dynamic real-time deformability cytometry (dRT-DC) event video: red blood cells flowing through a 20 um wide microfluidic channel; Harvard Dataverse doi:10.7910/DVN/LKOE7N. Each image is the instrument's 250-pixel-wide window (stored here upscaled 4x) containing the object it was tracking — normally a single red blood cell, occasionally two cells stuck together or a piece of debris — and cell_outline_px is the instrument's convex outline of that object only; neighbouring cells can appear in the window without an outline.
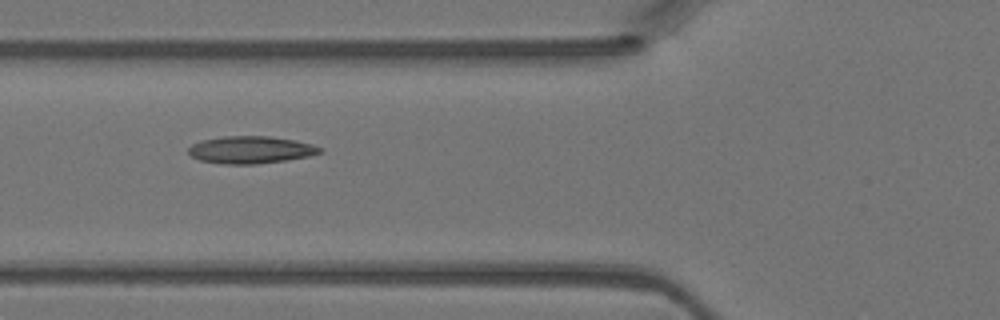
{"species": "Egyptian fruit bat (a non-hibernating species)", "species_latin": "Rousettus aegyptiacus", "temperature_condition": "warm", "stored_images_in_passage": 4, "camera_frame_rate_fps": 3000, "um_per_image_px": 0.085, "animal": {"sex": "female"}, "frame": {"image": 1, "passage_image": 4, "time_ms": 1.0, "image_size_px": [1000, 320], "cell_outline_px": [[324, 152], [308, 156], [284, 160], [256, 164], [224, 164], [200, 160], [192, 156], [188, 152], [188, 148], [192, 144], [204, 140], [224, 136], [268, 136], [296, 140], [312, 144], [324, 148]], "centroid_in_image_um": [21.35, 12.73], "position_along_channel_um": 104.5, "area_um2": 20.87}}